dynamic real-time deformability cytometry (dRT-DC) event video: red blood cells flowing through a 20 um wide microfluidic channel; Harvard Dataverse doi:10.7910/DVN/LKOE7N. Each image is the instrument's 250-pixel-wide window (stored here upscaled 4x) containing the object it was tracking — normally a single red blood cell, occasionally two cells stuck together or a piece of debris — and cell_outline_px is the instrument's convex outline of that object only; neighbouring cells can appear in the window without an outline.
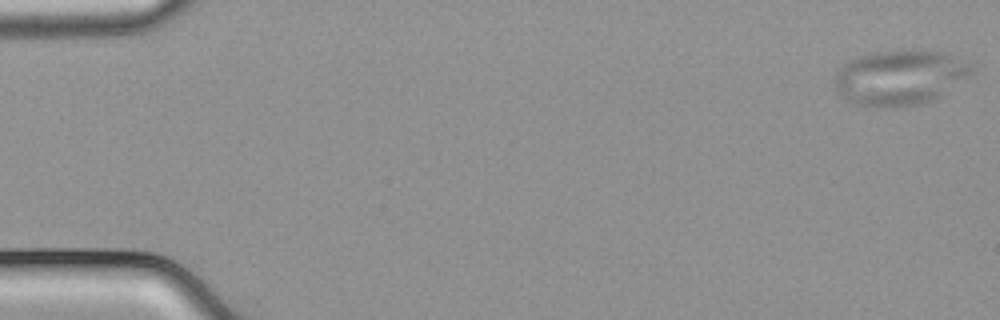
{"species": "common noctule bat (a hibernating species)", "species_latin": "Nyctalus noctula", "temperature_condition": "cold", "stored_images_in_passage": 53, "camera_frame_rate_fps": 3000, "um_per_image_px": 0.085, "animal": {"sex": "male", "body_mass_g": 21.5, "forearm_length_mm": 52.0}, "frame": {"image": 1, "passage_image": 1, "time_ms": 0.0, "image_size_px": [1000, 320], "cell_outline_px": [[972, 72], [940, 96], [932, 100], [920, 104], [896, 108], [876, 108], [852, 104], [844, 100], [836, 92], [832, 76], [836, 68], [848, 60], [872, 52], [912, 48], [924, 48], [944, 52], [972, 64]], "centroid_in_image_um": [76.38, 6.58], "position_along_channel_um": 8.6, "area_um2": 45.26}}
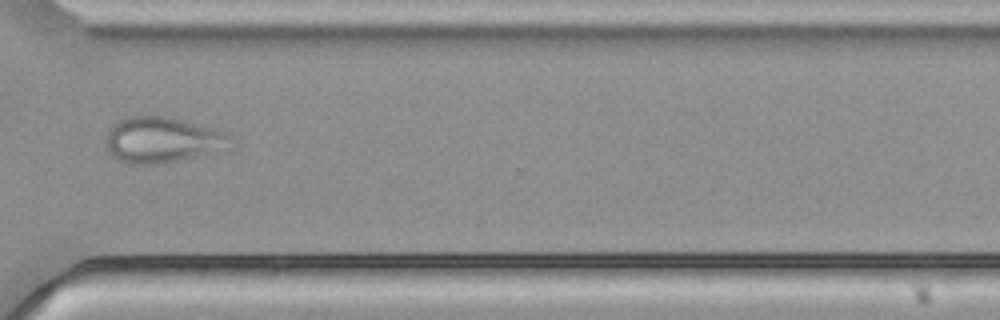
{"frame": {"image": 2, "passage_image": 40, "time_ms": 13.0, "image_size_px": [1000, 320], "cell_outline_px": [[236, 144], [232, 148], [176, 160], [156, 164], [128, 164], [112, 156], [108, 152], [104, 144], [104, 136], [112, 124], [124, 116], [172, 116], [228, 132], [232, 136]], "centroid_in_image_um": [13.81, 11.86], "position_along_channel_um": 356.8, "area_um2": 34.1}}
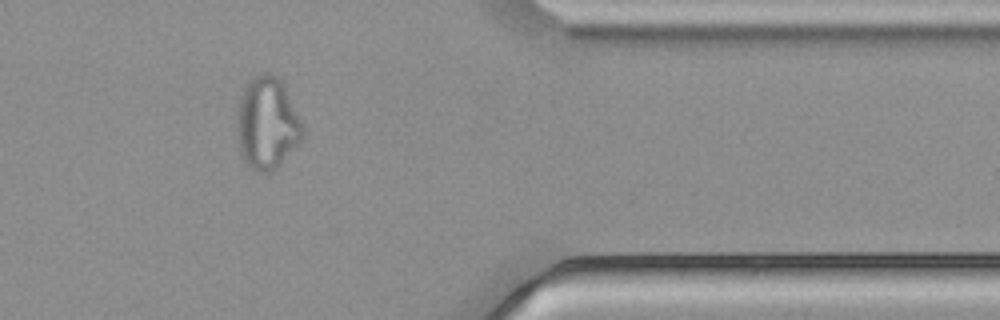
{"frame": {"image": 3, "passage_image": 44, "time_ms": 14.333, "image_size_px": [1000, 320], "cell_outline_px": [[304, 136], [280, 164], [272, 172], [256, 172], [244, 160], [240, 152], [236, 112], [240, 96], [244, 88], [260, 72], [268, 72], [276, 76], [280, 80], [304, 128]], "centroid_in_image_um": [22.68, 10.5], "position_along_channel_um": 388.7, "area_um2": 34.68}}